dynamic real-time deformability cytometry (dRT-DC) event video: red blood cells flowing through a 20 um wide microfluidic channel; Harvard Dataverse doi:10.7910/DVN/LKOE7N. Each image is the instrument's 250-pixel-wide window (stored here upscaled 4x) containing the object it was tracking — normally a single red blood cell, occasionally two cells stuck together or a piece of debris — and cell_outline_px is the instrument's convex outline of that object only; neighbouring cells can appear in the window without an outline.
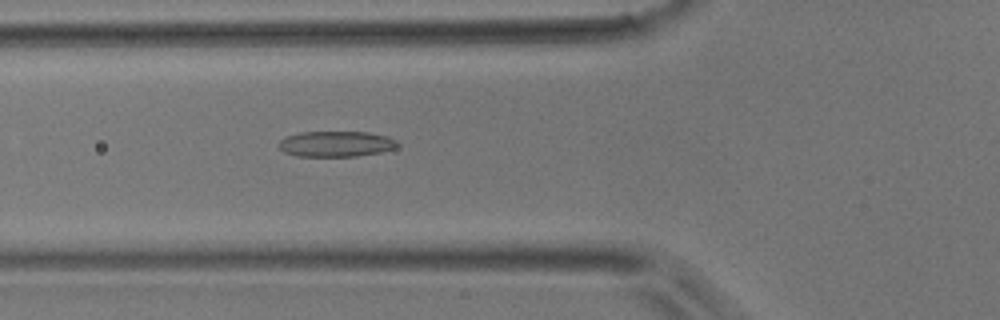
{"species": "common noctule bat (a hibernating species)", "species_latin": "Nyctalus noctula", "temperature_condition": "room temperature", "stored_images_in_passage": 38, "camera_frame_rate_fps": 3000, "um_per_image_px": 0.085, "animal": {"sex": "male", "body_mass_g": 17.9}, "frame": {"image": 1, "passage_image": 6, "time_ms": 1.667, "image_size_px": [1000, 320], "cell_outline_px": [[400, 144], [396, 148], [380, 152], [356, 156], [296, 156], [284, 152], [276, 144], [280, 140], [288, 136], [300, 132], [368, 132], [388, 136], [396, 140]], "centroid_in_image_um": [28.57, 12.23], "position_along_channel_um": 97.2, "area_um2": 17.8}}
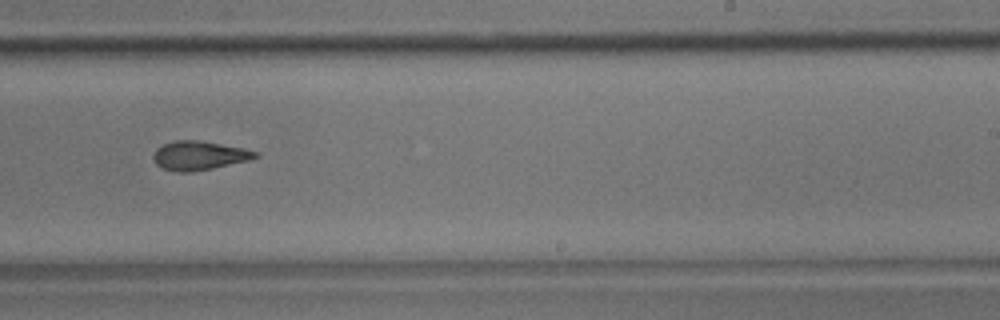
{"frame": {"image": 2, "passage_image": 19, "time_ms": 6.0, "image_size_px": [1000, 320], "cell_outline_px": [[260, 156], [248, 160], [212, 168], [192, 172], [180, 172], [164, 168], [156, 164], [152, 156], [156, 148], [164, 144], [176, 140], [200, 140], [244, 148], [256, 152]], "centroid_in_image_um": [16.91, 13.21], "position_along_channel_um": 272.1, "area_um2": 17.05}}
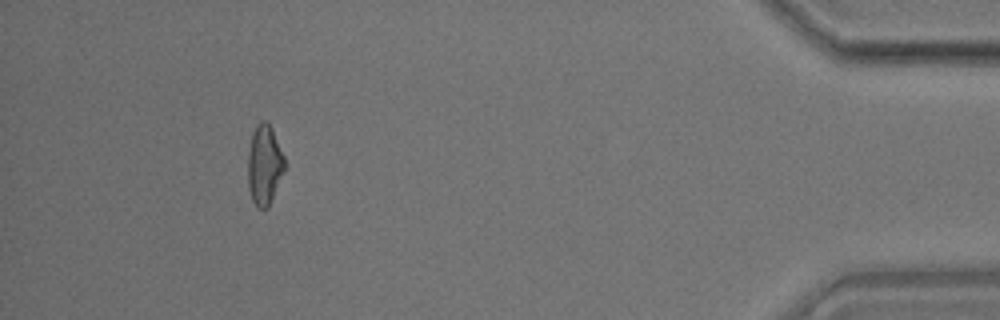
{"frame": {"image": 3, "passage_image": 34, "time_ms": 11.0, "image_size_px": [1000, 320], "cell_outline_px": [[284, 168], [268, 208], [260, 208], [252, 200], [248, 188], [248, 152], [252, 132], [256, 124], [260, 120], [268, 120], [272, 128], [284, 156]], "centroid_in_image_um": [22.45, 13.95], "position_along_channel_um": 412.8, "area_um2": 16.99}}